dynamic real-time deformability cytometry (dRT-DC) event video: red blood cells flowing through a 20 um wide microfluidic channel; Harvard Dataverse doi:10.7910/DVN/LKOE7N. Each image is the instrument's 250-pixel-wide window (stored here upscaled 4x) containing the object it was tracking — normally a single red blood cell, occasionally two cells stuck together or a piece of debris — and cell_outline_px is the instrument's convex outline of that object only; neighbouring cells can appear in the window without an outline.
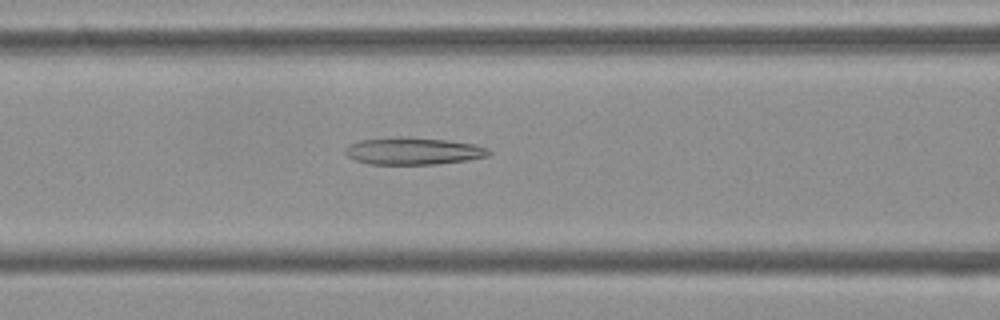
{"species": "Egyptian fruit bat (a non-hibernating species)", "species_latin": "Rousettus aegyptiacus", "temperature_condition": "cold", "stored_images_in_passage": 52, "camera_frame_rate_fps": 3000, "um_per_image_px": 0.085, "frame": {"image": 1, "passage_image": 21, "time_ms": 6.667, "image_size_px": [1000, 320], "cell_outline_px": [[492, 152], [488, 156], [468, 160], [436, 164], [368, 164], [356, 160], [348, 156], [344, 152], [344, 148], [348, 144], [360, 140], [400, 136], [448, 140], [476, 144], [488, 148]], "centroid_in_image_um": [35.13, 12.83], "position_along_channel_um": 131.5, "area_um2": 22.95}}
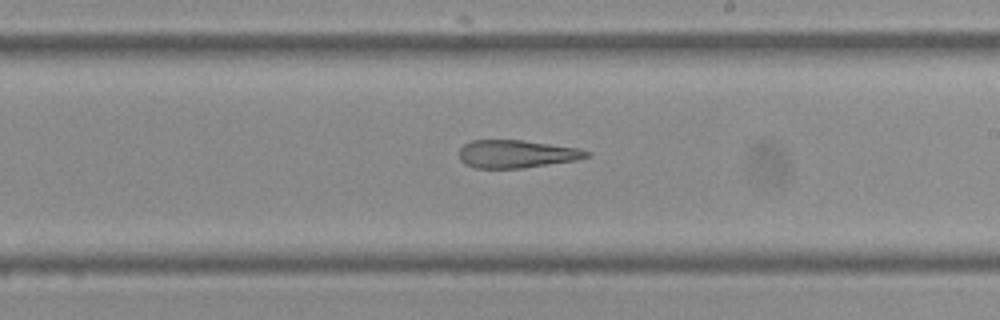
{"frame": {"image": 2, "passage_image": 30, "time_ms": 9.667, "image_size_px": [1000, 320], "cell_outline_px": [[592, 156], [576, 160], [524, 168], [476, 168], [464, 164], [460, 160], [460, 148], [464, 144], [472, 140], [520, 140], [576, 148], [592, 152]], "centroid_in_image_um": [43.9, 13.09], "position_along_channel_um": 245.1, "area_um2": 20.63}}
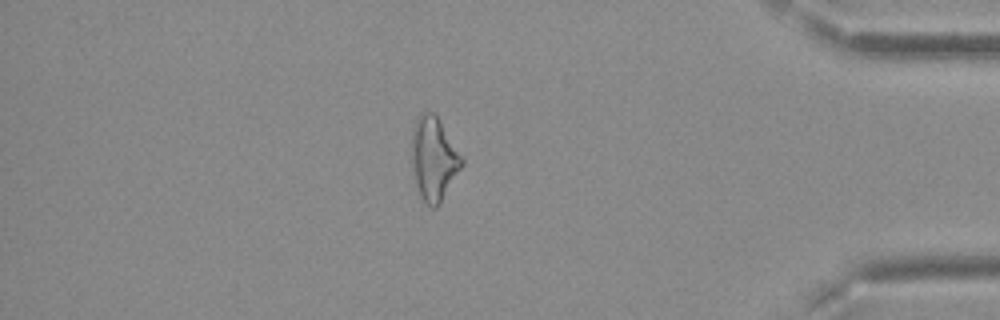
{"frame": {"image": 3, "passage_image": 45, "time_ms": 14.667, "image_size_px": [1000, 320], "cell_outline_px": [[464, 164], [440, 204], [436, 208], [428, 208], [420, 196], [412, 172], [412, 128], [420, 112], [432, 112], [440, 120], [464, 160]], "centroid_in_image_um": [36.86, 13.53], "position_along_channel_um": 398.3, "area_um2": 24.57}, "authors_computed_cell_mechanics": {"area_um2": 24.1026, "velocity_mm_per_s": 3.7924, "shape_relaxation_time_tau1_ms": null, "shape_relaxation_time_tau2_ms": 5.2968, "deformation_change_tau1": null, "deformation_change_tau2": 0.1886}}